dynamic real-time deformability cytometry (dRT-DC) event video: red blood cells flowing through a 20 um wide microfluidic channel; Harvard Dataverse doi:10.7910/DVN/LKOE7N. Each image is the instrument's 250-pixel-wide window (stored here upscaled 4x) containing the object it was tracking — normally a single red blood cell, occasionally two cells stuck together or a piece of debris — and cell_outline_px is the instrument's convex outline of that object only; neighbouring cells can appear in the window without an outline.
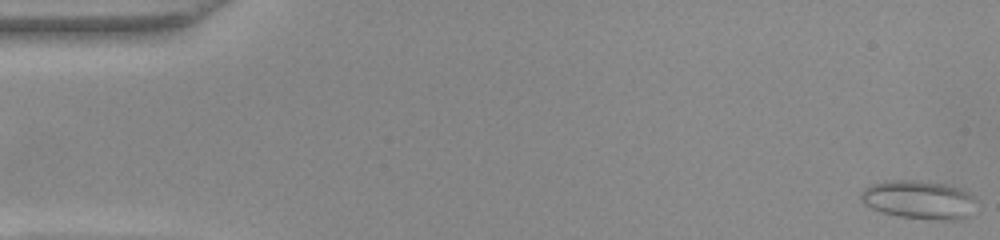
{"species": "common noctule bat (a hibernating species)", "species_latin": "Nyctalus noctula", "temperature_condition": "warm", "stored_images_in_passage": 52, "camera_frame_rate_fps": 3000, "um_per_image_px": 0.085, "animal": {"sex": "female", "body_mass_g": 22.0, "forearm_length_mm": 56.7}, "frame": {"image": 1, "passage_image": 1, "time_ms": 0.0, "image_size_px": [1000, 240], "cell_outline_px": [[976, 200], [968, 216], [964, 220], [936, 220], [900, 216], [880, 212], [864, 204], [860, 200], [860, 192], [868, 184], [884, 180], [920, 180], [948, 184], [960, 188], [968, 192]], "centroid_in_image_um": [78.07, 16.96], "position_along_channel_um": 6.9, "area_um2": 26.36}}
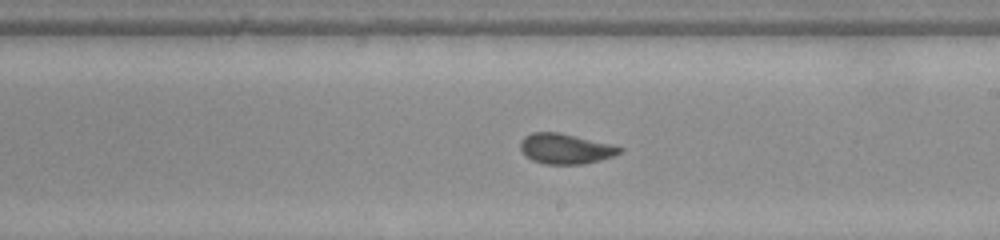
{"frame": {"image": 2, "passage_image": 30, "time_ms": 9.667, "image_size_px": [1000, 240], "cell_outline_px": [[624, 148], [620, 152], [612, 156], [600, 160], [584, 164], [544, 164], [532, 160], [524, 156], [520, 148], [520, 140], [524, 136], [532, 132], [560, 132], [612, 144]], "centroid_in_image_um": [48.03, 12.63], "position_along_channel_um": 241.0, "area_um2": 17.69}}
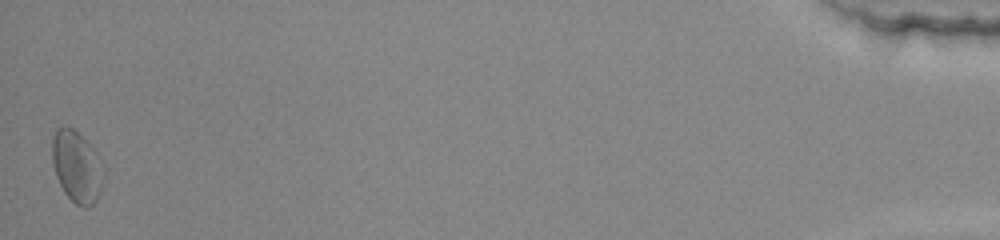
{"frame": {"image": 3, "passage_image": 52, "time_ms": 17.0, "image_size_px": [1000, 240], "cell_outline_px": [[104, 180], [100, 192], [96, 200], [88, 208], [84, 208], [76, 204], [64, 192], [56, 176], [52, 160], [52, 136], [56, 128], [72, 128], [88, 144], [104, 172]], "centroid_in_image_um": [6.5, 14.22], "position_along_channel_um": 428.7, "area_um2": 20.81}, "authors_computed_cell_mechanics": {"area_um2": 18.0336, "velocity_mm_per_s": 3.8942, "shape_relaxation_time_tau1_ms": 5.5196, "shape_relaxation_time_tau2_ms": 2.6574, "deformation_change_tau1": 0.1506, "deformation_change_tau2": 0.085}}